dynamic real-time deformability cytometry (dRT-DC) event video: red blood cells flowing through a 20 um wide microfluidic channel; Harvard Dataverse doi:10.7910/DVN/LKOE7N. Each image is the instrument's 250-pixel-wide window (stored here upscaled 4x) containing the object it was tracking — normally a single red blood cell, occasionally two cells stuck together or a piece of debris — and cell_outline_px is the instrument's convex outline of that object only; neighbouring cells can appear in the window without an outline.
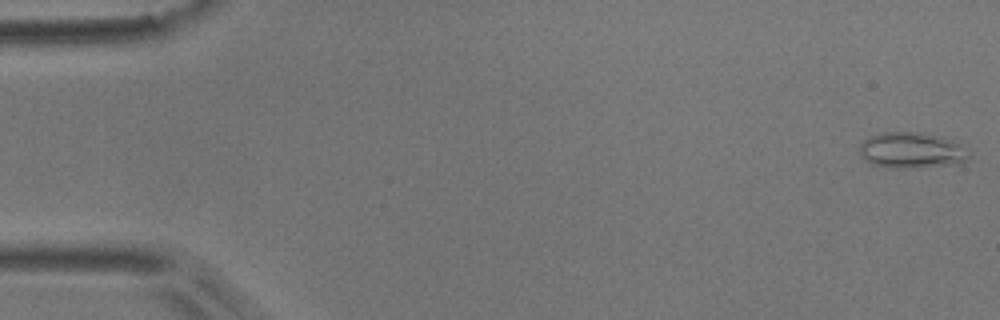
{"species": "common noctule bat (a hibernating species)", "species_latin": "Nyctalus noctula", "temperature_condition": "room temperature", "stored_images_in_passage": 6, "camera_frame_rate_fps": 3000, "um_per_image_px": 0.085, "animal": {"sex": "male", "body_mass_g": 17.9}, "frame": {"image": 1, "passage_image": 1, "time_ms": 0.0, "image_size_px": [1000, 320], "cell_outline_px": [[968, 160], [960, 164], [900, 168], [872, 164], [864, 160], [860, 152], [860, 144], [864, 140], [872, 136], [884, 132], [920, 132], [940, 136], [956, 140], [968, 156]], "centroid_in_image_um": [77.49, 12.77], "position_along_channel_um": 7.5, "area_um2": 22.6}}